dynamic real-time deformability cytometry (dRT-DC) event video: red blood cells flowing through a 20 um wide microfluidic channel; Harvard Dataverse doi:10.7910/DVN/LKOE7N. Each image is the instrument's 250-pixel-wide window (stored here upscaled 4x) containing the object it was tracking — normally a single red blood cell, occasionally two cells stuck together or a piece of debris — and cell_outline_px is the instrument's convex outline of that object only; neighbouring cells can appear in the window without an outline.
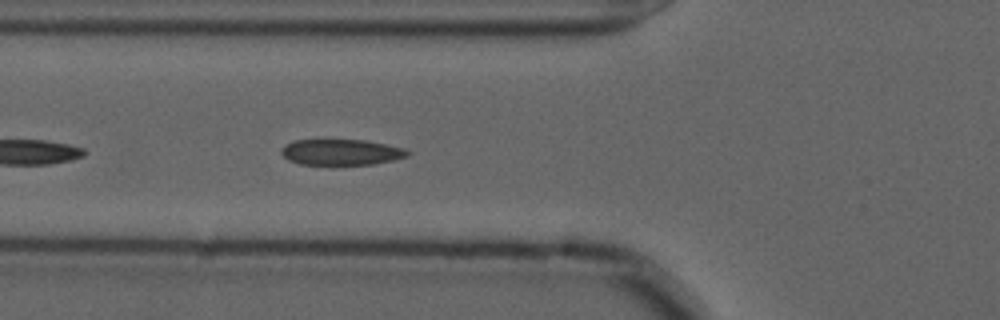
{"species": "common noctule bat (a hibernating species)", "species_latin": "Nyctalus noctula", "temperature_condition": "cold", "stored_images_in_passage": 19, "camera_frame_rate_fps": 3000, "um_per_image_px": 0.085, "animal": {"sex": "male", "forearm_length_mm": 52.5}, "frame": {"image": 1, "passage_image": 6, "time_ms": 1.667, "image_size_px": [1000, 320], "cell_outline_px": [[412, 152], [408, 156], [392, 160], [372, 164], [300, 164], [288, 160], [280, 152], [284, 144], [292, 140], [364, 140], [404, 148]], "centroid_in_image_um": [28.98, 12.93], "position_along_channel_um": 96.8, "area_um2": 18.9}}
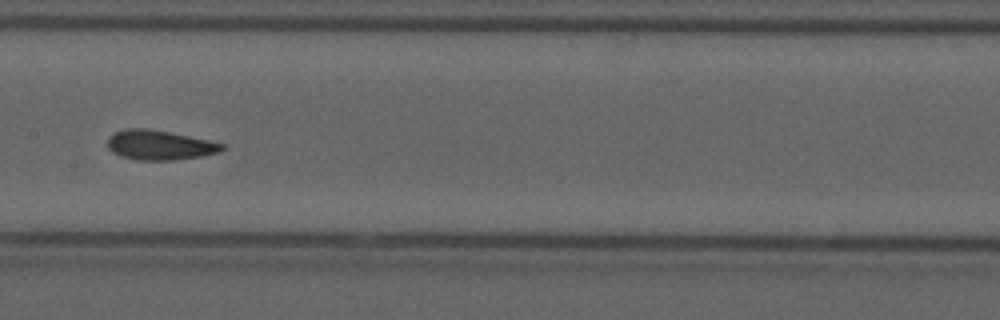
{"frame": {"image": 2, "passage_image": 14, "time_ms": 4.333, "image_size_px": [1000, 320], "cell_outline_px": [[228, 148], [220, 152], [200, 156], [176, 160], [136, 160], [120, 156], [112, 152], [108, 148], [108, 136], [112, 132], [124, 128], [144, 128], [168, 132], [208, 140], [224, 144]], "centroid_in_image_um": [13.54, 12.33], "position_along_channel_um": 193.9, "area_um2": 19.94}}